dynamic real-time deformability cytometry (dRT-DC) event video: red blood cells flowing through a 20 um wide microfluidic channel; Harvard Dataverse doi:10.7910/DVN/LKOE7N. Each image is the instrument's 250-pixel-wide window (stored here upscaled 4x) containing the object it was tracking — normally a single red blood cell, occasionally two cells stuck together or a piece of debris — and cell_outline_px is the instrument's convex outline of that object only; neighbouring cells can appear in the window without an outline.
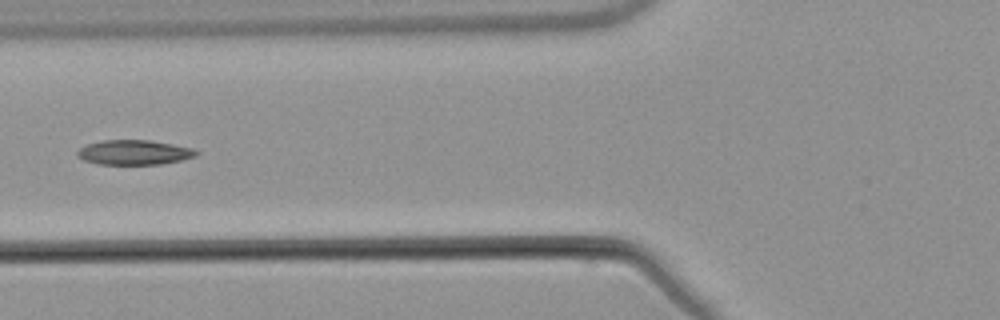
{"species": "common noctule bat (a hibernating species)", "species_latin": "Nyctalus noctula", "temperature_condition": "warm", "stored_images_in_passage": 6, "camera_frame_rate_fps": 3000, "um_per_image_px": 0.085, "animal": {"sex": "male", "body_mass_g": 21.5, "forearm_length_mm": 52.0}, "frame": {"image": 1, "passage_image": 6, "time_ms": 7.0, "image_size_px": [1000, 320], "cell_outline_px": [[200, 152], [196, 156], [180, 160], [160, 164], [100, 164], [84, 160], [76, 156], [76, 152], [80, 148], [88, 144], [100, 140], [152, 140], [192, 148]], "centroid_in_image_um": [11.39, 12.94], "position_along_channel_um": 114.4, "area_um2": 17.11}}